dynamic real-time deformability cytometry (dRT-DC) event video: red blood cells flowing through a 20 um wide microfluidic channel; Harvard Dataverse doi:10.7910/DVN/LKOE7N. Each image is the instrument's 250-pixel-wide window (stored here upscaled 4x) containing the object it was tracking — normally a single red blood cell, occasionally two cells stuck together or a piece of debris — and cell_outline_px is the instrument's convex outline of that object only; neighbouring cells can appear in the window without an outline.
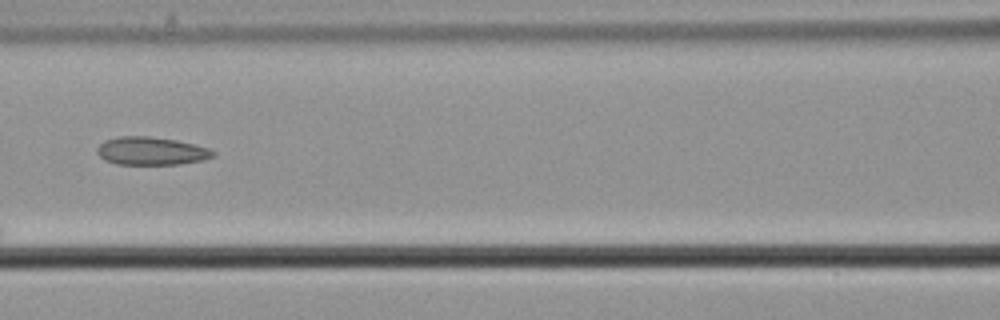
{"species": "common noctule bat (a hibernating species)", "species_latin": "Nyctalus noctula", "temperature_condition": "cold", "stored_images_in_passage": 9, "camera_frame_rate_fps": 3000, "um_per_image_px": 0.085, "animal": {"sex": "male", "body_mass_g": 21.5, "forearm_length_mm": 52.0}, "frame": {"image": 1, "passage_image": 7, "time_ms": 2.0, "image_size_px": [1000, 320], "cell_outline_px": [[216, 156], [204, 160], [180, 164], [116, 164], [104, 160], [96, 152], [96, 148], [104, 140], [120, 136], [148, 136], [176, 140], [196, 144], [208, 148], [216, 152]], "centroid_in_image_um": [12.87, 12.83], "position_along_channel_um": 153.7, "area_um2": 19.13}}